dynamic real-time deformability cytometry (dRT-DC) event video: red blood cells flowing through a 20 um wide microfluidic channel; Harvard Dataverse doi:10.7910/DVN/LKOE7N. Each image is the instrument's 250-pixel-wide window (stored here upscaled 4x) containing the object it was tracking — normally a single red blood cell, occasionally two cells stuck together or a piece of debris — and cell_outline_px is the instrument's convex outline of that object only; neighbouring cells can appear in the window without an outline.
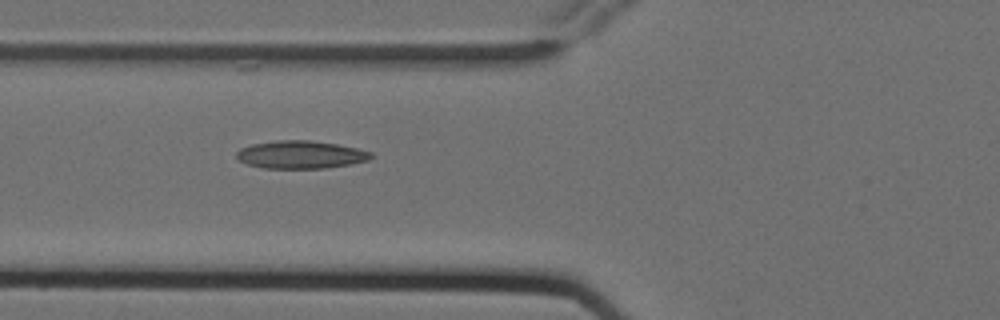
{"species": "Egyptian fruit bat (a non-hibernating species)", "species_latin": "Rousettus aegyptiacus", "temperature_condition": "cold", "stored_images_in_passage": 3, "camera_frame_rate_fps": 3000, "um_per_image_px": 0.085, "animal": {"sex": "female"}, "frame": {"image": 1, "passage_image": 3, "time_ms": 0.667, "image_size_px": [1000, 320], "cell_outline_px": [[372, 156], [368, 160], [348, 164], [324, 168], [264, 168], [248, 164], [240, 160], [236, 156], [236, 152], [240, 148], [252, 144], [276, 140], [308, 140], [336, 144], [356, 148], [372, 152]], "centroid_in_image_um": [25.53, 13.14], "position_along_channel_um": 100.3, "area_um2": 21.56}}